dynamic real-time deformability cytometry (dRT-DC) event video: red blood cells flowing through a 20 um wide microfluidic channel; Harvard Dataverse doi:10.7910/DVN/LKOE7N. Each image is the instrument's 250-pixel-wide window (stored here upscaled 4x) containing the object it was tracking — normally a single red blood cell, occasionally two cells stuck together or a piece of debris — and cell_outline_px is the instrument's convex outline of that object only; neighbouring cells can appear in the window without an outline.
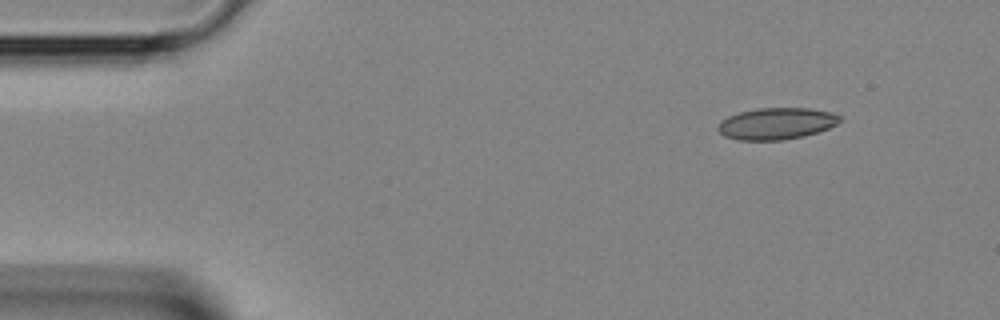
{"species": "Egyptian fruit bat (a non-hibernating species)", "species_latin": "Rousettus aegyptiacus", "temperature_condition": "room temperature", "stored_images_in_passage": 3, "camera_frame_rate_fps": 3000, "um_per_image_px": 0.085, "animal": {"sex": "female"}, "frame": {"image": 1, "passage_image": 1, "time_ms": 0.0, "image_size_px": [1000, 320], "cell_outline_px": [[844, 120], [828, 128], [804, 136], [780, 140], [736, 140], [724, 136], [716, 128], [720, 120], [728, 116], [740, 112], [760, 108], [808, 108], [832, 112], [840, 116]], "centroid_in_image_um": [65.98, 10.5], "position_along_channel_um": 19.0, "area_um2": 22.54}}
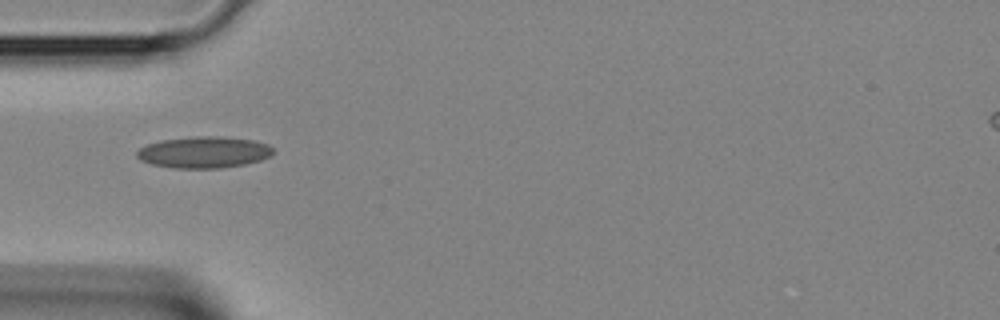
{"frame": {"image": 2, "passage_image": 3, "time_ms": 0.667, "image_size_px": [1000, 320], "cell_outline_px": [[276, 152], [272, 156], [260, 160], [244, 164], [220, 168], [172, 168], [152, 164], [140, 160], [136, 156], [136, 152], [140, 148], [148, 144], [160, 140], [196, 136], [220, 136], [256, 140], [268, 144]], "centroid_in_image_um": [17.36, 12.93], "position_along_channel_um": 67.6, "area_um2": 25.2}}